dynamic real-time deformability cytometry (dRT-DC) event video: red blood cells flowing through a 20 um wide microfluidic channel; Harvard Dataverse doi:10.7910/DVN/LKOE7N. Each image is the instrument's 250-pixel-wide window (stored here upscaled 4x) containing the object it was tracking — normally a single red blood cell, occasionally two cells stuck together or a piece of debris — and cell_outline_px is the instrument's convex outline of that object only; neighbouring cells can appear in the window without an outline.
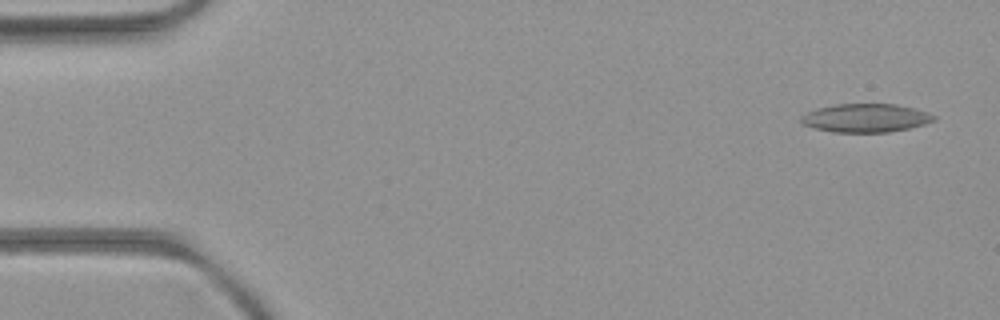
{"species": "common noctule bat (a hibernating species)", "species_latin": "Nyctalus noctula", "temperature_condition": "room temperature", "stored_images_in_passage": 4, "camera_frame_rate_fps": 3000, "um_per_image_px": 0.085, "animal": {"sex": "female", "body_mass_g": 21.9}, "frame": {"image": 1, "passage_image": 1, "time_ms": 0.0, "image_size_px": [1000, 320], "cell_outline_px": [[936, 120], [924, 124], [908, 128], [888, 132], [832, 132], [816, 128], [804, 124], [800, 120], [800, 116], [816, 108], [836, 104], [896, 104], [912, 108], [936, 116]], "centroid_in_image_um": [73.56, 10.03], "position_along_channel_um": 11.4, "area_um2": 21.79}}
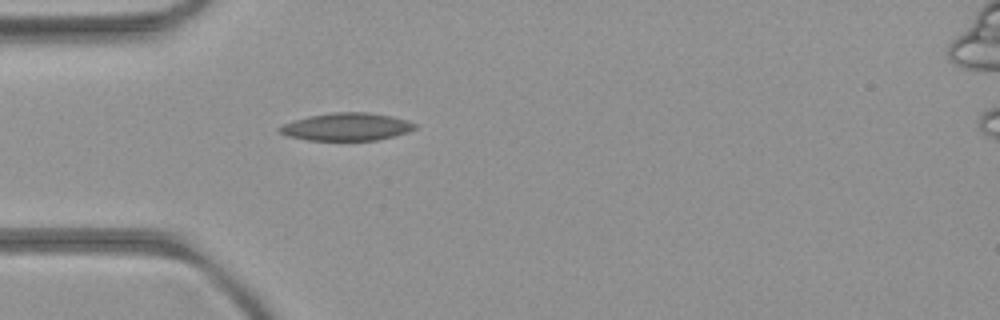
{"frame": {"image": 2, "passage_image": 4, "time_ms": 4.333, "image_size_px": [1000, 320], "cell_outline_px": [[416, 128], [408, 132], [376, 140], [308, 140], [288, 136], [276, 132], [276, 128], [284, 124], [308, 116], [332, 112], [368, 112], [392, 116], [408, 120], [416, 124]], "centroid_in_image_um": [29.45, 10.77], "position_along_channel_um": 55.6, "area_um2": 21.85}}